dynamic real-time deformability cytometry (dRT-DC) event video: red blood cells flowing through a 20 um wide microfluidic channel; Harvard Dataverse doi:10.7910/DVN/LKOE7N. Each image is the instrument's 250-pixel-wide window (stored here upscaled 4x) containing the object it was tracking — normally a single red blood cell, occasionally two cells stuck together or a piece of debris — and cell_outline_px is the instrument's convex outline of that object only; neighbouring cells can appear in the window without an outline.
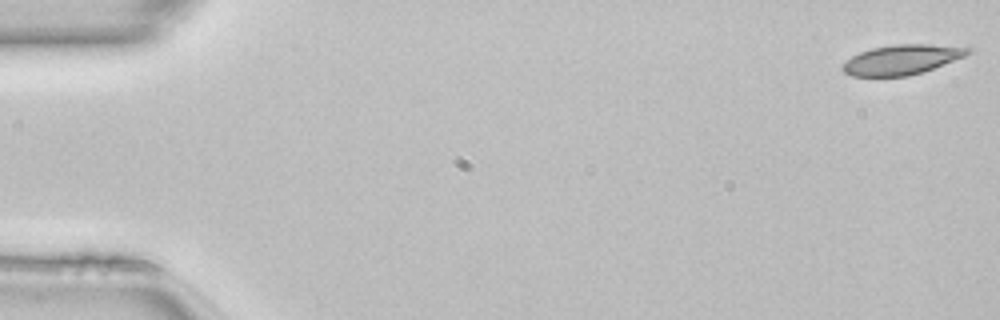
{"species": "common noctule bat (a hibernating species)", "species_latin": "Nyctalus noctula", "temperature_condition": "room temperature", "stored_images_in_passage": 49, "camera_frame_rate_fps": 3000, "um_per_image_px": 0.085, "animal": {"sex": "female", "body_mass_g": 22.7, "forearm_length_mm": 54.2}, "frame": {"image": 1, "passage_image": 1, "time_ms": 0.0, "image_size_px": [1000, 320], "cell_outline_px": [[972, 52], [964, 56], [932, 68], [908, 76], [852, 76], [844, 72], [840, 68], [852, 56], [860, 52], [872, 48], [892, 44], [928, 44], [972, 48]], "centroid_in_image_um": [76.63, 5.06], "position_along_channel_um": 8.4, "area_um2": 21.44}}
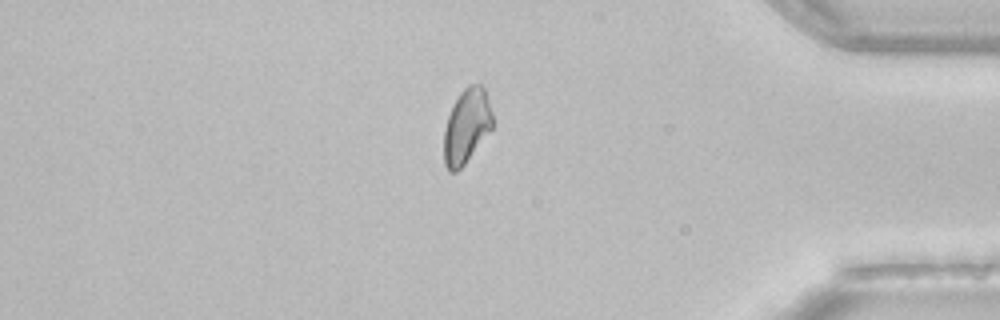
{"frame": {"image": 2, "passage_image": 42, "time_ms": 13.667, "image_size_px": [1000, 320], "cell_outline_px": [[492, 128], [464, 164], [456, 172], [448, 172], [444, 164], [444, 128], [448, 116], [460, 92], [468, 84], [480, 84], [484, 88], [492, 112]], "centroid_in_image_um": [39.64, 10.72], "position_along_channel_um": 395.6, "area_um2": 20.87}}
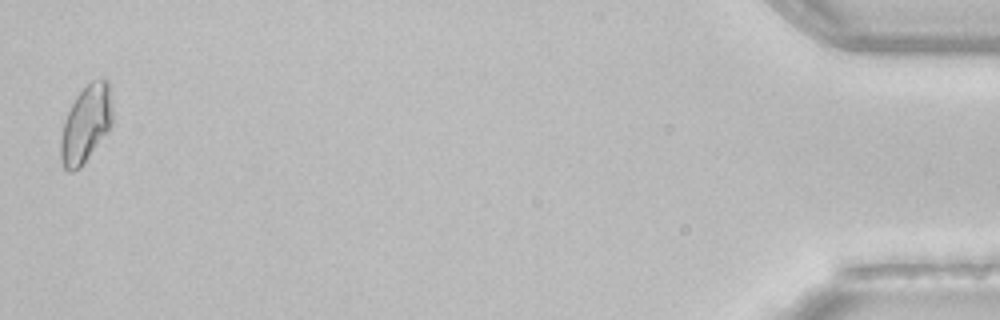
{"frame": {"image": 3, "passage_image": 49, "time_ms": 16.0, "image_size_px": [1000, 320], "cell_outline_px": [[112, 128], [80, 168], [72, 172], [68, 172], [64, 168], [60, 156], [60, 136], [64, 120], [76, 96], [92, 80], [104, 76], [108, 80], [112, 104]], "centroid_in_image_um": [7.32, 10.54], "position_along_channel_um": 427.9, "area_um2": 23.7}, "authors_computed_cell_mechanics": {"area_um2": 22.0218, "velocity_mm_per_s": 4.1328, "shape_relaxation_time_tau1_ms": null, "shape_relaxation_time_tau2_ms": 5.5039, "deformation_change_tau1": null, "deformation_change_tau2": 0.0909}}